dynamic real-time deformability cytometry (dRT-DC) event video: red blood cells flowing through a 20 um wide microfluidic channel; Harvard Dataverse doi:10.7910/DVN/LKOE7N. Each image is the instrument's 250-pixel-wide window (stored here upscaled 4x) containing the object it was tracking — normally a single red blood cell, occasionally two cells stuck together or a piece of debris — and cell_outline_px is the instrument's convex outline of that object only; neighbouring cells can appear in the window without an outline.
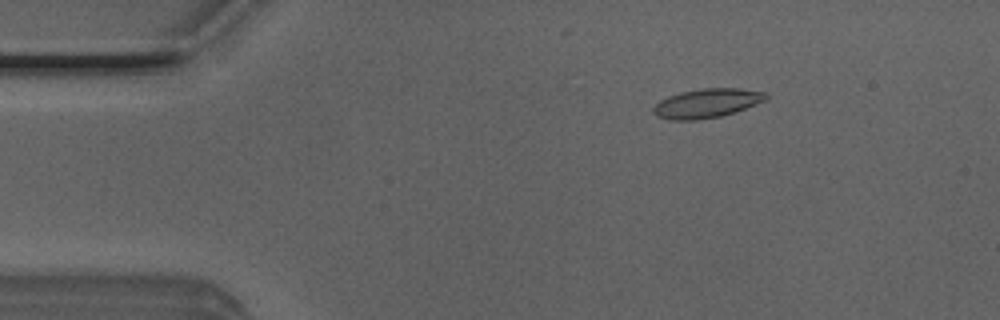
{"species": "Egyptian fruit bat (a non-hibernating species)", "species_latin": "Rousettus aegyptiacus", "temperature_condition": "room temperature", "stored_images_in_passage": 46, "camera_frame_rate_fps": 3000, "um_per_image_px": 0.085, "animal": {"sex": "male"}, "frame": {"image": 1, "passage_image": 3, "time_ms": 0.667, "image_size_px": [1000, 320], "cell_outline_px": [[768, 100], [720, 116], [696, 120], [668, 120], [656, 116], [652, 112], [652, 108], [660, 100], [668, 96], [680, 92], [704, 88], [736, 88], [764, 92], [768, 96]], "centroid_in_image_um": [60.04, 8.78], "position_along_channel_um": 25.0, "area_um2": 19.02}}
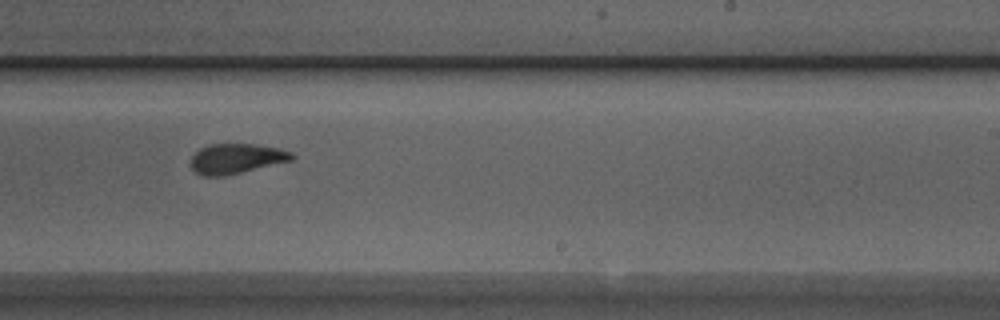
{"frame": {"image": 2, "passage_image": 26, "time_ms": 8.333, "image_size_px": [1000, 320], "cell_outline_px": [[296, 156], [292, 160], [224, 176], [204, 176], [196, 172], [188, 164], [192, 156], [200, 148], [208, 144], [256, 144], [280, 148], [292, 152]], "centroid_in_image_um": [20.07, 13.47], "position_along_channel_um": 268.9, "area_um2": 17.74}}
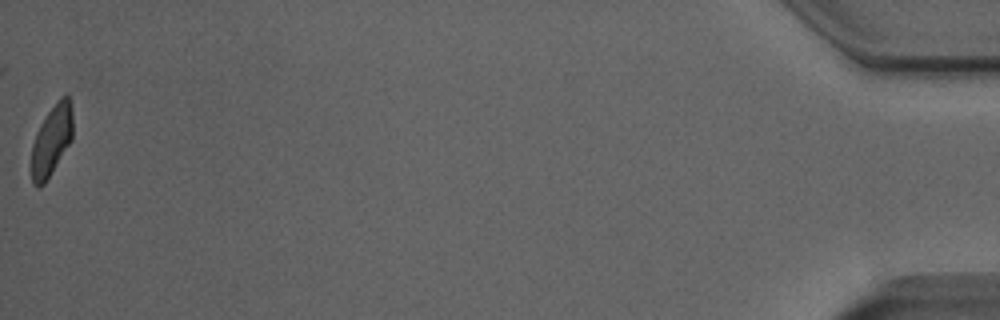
{"frame": {"image": 3, "passage_image": 46, "time_ms": 15.0, "image_size_px": [1000, 320], "cell_outline_px": [[72, 140], [44, 184], [40, 188], [36, 188], [32, 184], [32, 144], [36, 132], [40, 124], [56, 100], [60, 96], [68, 92], [72, 108]], "centroid_in_image_um": [4.39, 11.9], "position_along_channel_um": 430.8, "area_um2": 17.17}, "authors_computed_cell_mechanics": {"area_um2": 18.3515, "velocity_mm_per_s": 4.0131, "shape_relaxation_time_tau1_ms": 3.6311, "shape_relaxation_time_tau2_ms": 1.6151, "deformation_change_tau1": 0.1479, "deformation_change_tau2": 0.0704}}